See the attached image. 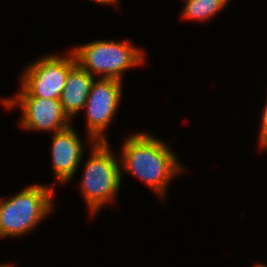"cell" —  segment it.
<instances>
[{
	"instance_id": "cell-1",
	"label": "cell",
	"mask_w": 267,
	"mask_h": 267,
	"mask_svg": "<svg viewBox=\"0 0 267 267\" xmlns=\"http://www.w3.org/2000/svg\"><path fill=\"white\" fill-rule=\"evenodd\" d=\"M122 151L124 168L162 196L171 176L182 170L168 147L145 133L130 136Z\"/></svg>"
},
{
	"instance_id": "cell-2",
	"label": "cell",
	"mask_w": 267,
	"mask_h": 267,
	"mask_svg": "<svg viewBox=\"0 0 267 267\" xmlns=\"http://www.w3.org/2000/svg\"><path fill=\"white\" fill-rule=\"evenodd\" d=\"M52 190L27 187L7 202L0 200V237L17 236L31 230L51 210Z\"/></svg>"
},
{
	"instance_id": "cell-3",
	"label": "cell",
	"mask_w": 267,
	"mask_h": 267,
	"mask_svg": "<svg viewBox=\"0 0 267 267\" xmlns=\"http://www.w3.org/2000/svg\"><path fill=\"white\" fill-rule=\"evenodd\" d=\"M76 63L89 74L103 73L104 79L121 81V72L143 62L140 50L128 42L95 41L73 51Z\"/></svg>"
},
{
	"instance_id": "cell-4",
	"label": "cell",
	"mask_w": 267,
	"mask_h": 267,
	"mask_svg": "<svg viewBox=\"0 0 267 267\" xmlns=\"http://www.w3.org/2000/svg\"><path fill=\"white\" fill-rule=\"evenodd\" d=\"M92 157L87 161L82 190L91 213L112 201L121 180L119 166L107 142H95Z\"/></svg>"
},
{
	"instance_id": "cell-5",
	"label": "cell",
	"mask_w": 267,
	"mask_h": 267,
	"mask_svg": "<svg viewBox=\"0 0 267 267\" xmlns=\"http://www.w3.org/2000/svg\"><path fill=\"white\" fill-rule=\"evenodd\" d=\"M71 55L68 58L51 55L31 65L23 75L19 95L60 99L68 72L77 64L73 52Z\"/></svg>"
},
{
	"instance_id": "cell-6",
	"label": "cell",
	"mask_w": 267,
	"mask_h": 267,
	"mask_svg": "<svg viewBox=\"0 0 267 267\" xmlns=\"http://www.w3.org/2000/svg\"><path fill=\"white\" fill-rule=\"evenodd\" d=\"M120 95L121 82L119 80L101 78L98 82L92 83L84 106L87 110L91 141L107 142L101 133L114 116Z\"/></svg>"
},
{
	"instance_id": "cell-7",
	"label": "cell",
	"mask_w": 267,
	"mask_h": 267,
	"mask_svg": "<svg viewBox=\"0 0 267 267\" xmlns=\"http://www.w3.org/2000/svg\"><path fill=\"white\" fill-rule=\"evenodd\" d=\"M17 100H3L8 108L21 103L22 125L27 129L59 132L69 127V117L63 112L59 99H45L33 95H18Z\"/></svg>"
},
{
	"instance_id": "cell-8",
	"label": "cell",
	"mask_w": 267,
	"mask_h": 267,
	"mask_svg": "<svg viewBox=\"0 0 267 267\" xmlns=\"http://www.w3.org/2000/svg\"><path fill=\"white\" fill-rule=\"evenodd\" d=\"M81 142L69 126L56 132L52 145L53 169L61 182L71 179L80 163L83 154Z\"/></svg>"
},
{
	"instance_id": "cell-9",
	"label": "cell",
	"mask_w": 267,
	"mask_h": 267,
	"mask_svg": "<svg viewBox=\"0 0 267 267\" xmlns=\"http://www.w3.org/2000/svg\"><path fill=\"white\" fill-rule=\"evenodd\" d=\"M93 81V76L78 64L68 72L65 88L59 100L63 112L69 118L86 105Z\"/></svg>"
},
{
	"instance_id": "cell-10",
	"label": "cell",
	"mask_w": 267,
	"mask_h": 267,
	"mask_svg": "<svg viewBox=\"0 0 267 267\" xmlns=\"http://www.w3.org/2000/svg\"><path fill=\"white\" fill-rule=\"evenodd\" d=\"M229 0H187L183 16L191 19H207L218 12Z\"/></svg>"
},
{
	"instance_id": "cell-11",
	"label": "cell",
	"mask_w": 267,
	"mask_h": 267,
	"mask_svg": "<svg viewBox=\"0 0 267 267\" xmlns=\"http://www.w3.org/2000/svg\"><path fill=\"white\" fill-rule=\"evenodd\" d=\"M261 146H267V101L262 114V129L260 134Z\"/></svg>"
},
{
	"instance_id": "cell-12",
	"label": "cell",
	"mask_w": 267,
	"mask_h": 267,
	"mask_svg": "<svg viewBox=\"0 0 267 267\" xmlns=\"http://www.w3.org/2000/svg\"><path fill=\"white\" fill-rule=\"evenodd\" d=\"M94 1H97V2H100V3H106V4H108V3H115L116 2V0H94Z\"/></svg>"
},
{
	"instance_id": "cell-13",
	"label": "cell",
	"mask_w": 267,
	"mask_h": 267,
	"mask_svg": "<svg viewBox=\"0 0 267 267\" xmlns=\"http://www.w3.org/2000/svg\"><path fill=\"white\" fill-rule=\"evenodd\" d=\"M0 267H10V265H1L0 264Z\"/></svg>"
},
{
	"instance_id": "cell-14",
	"label": "cell",
	"mask_w": 267,
	"mask_h": 267,
	"mask_svg": "<svg viewBox=\"0 0 267 267\" xmlns=\"http://www.w3.org/2000/svg\"><path fill=\"white\" fill-rule=\"evenodd\" d=\"M256 267H267V266H265V265H257Z\"/></svg>"
}]
</instances>
